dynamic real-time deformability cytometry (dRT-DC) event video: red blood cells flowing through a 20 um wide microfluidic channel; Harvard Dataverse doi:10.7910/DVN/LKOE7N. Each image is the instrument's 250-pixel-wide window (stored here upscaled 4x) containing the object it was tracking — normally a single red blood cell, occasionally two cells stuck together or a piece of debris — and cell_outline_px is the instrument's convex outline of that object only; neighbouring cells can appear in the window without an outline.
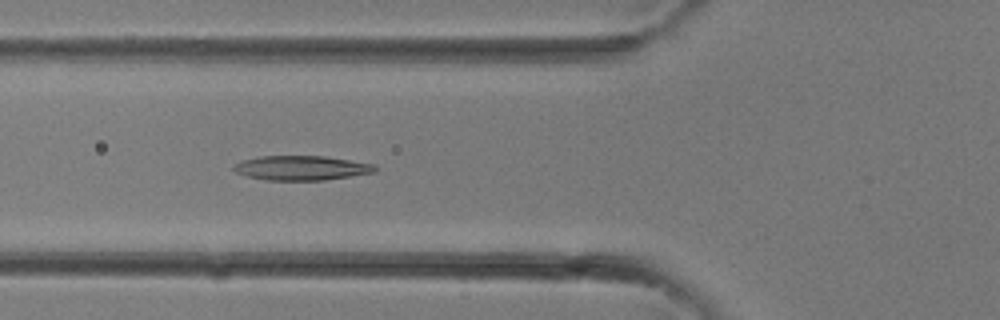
{"species": "common noctule bat (a hibernating species)", "species_latin": "Nyctalus noctula", "temperature_condition": "room temperature", "stored_images_in_passage": 12, "camera_frame_rate_fps": 3000, "um_per_image_px": 0.085, "animal": {"sex": "female"}, "frame": {"image": 1, "passage_image": 12, "time_ms": 3.667, "image_size_px": [1000, 320], "cell_outline_px": [[376, 172], [352, 176], [324, 180], [268, 180], [248, 176], [236, 172], [232, 168], [232, 164], [244, 160], [260, 156], [324, 156], [376, 164]], "centroid_in_image_um": [25.64, 14.27], "position_along_channel_um": 100.2, "area_um2": 20.17}}